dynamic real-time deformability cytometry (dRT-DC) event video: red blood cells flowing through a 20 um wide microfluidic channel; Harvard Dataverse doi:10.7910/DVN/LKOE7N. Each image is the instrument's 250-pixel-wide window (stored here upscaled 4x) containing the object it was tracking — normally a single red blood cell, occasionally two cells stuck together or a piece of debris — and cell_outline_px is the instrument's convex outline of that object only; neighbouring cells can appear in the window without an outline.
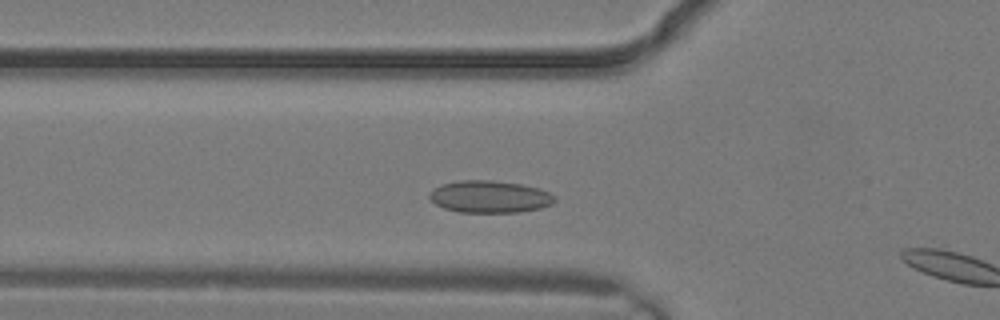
{"species": "common noctule bat (a hibernating species)", "species_latin": "Nyctalus noctula", "temperature_condition": "warm", "stored_images_in_passage": 5, "camera_frame_rate_fps": 3000, "um_per_image_px": 0.085, "animal": {"sex": "male", "body_mass_g": 19.2, "forearm_length_mm": 51.8}, "frame": {"image": 1, "passage_image": 4, "time_ms": 1.0, "image_size_px": [1000, 320], "cell_outline_px": [[556, 200], [552, 204], [540, 208], [520, 212], [460, 212], [444, 208], [436, 204], [428, 196], [436, 188], [444, 184], [460, 180], [492, 180], [520, 184], [540, 188], [556, 196]], "centroid_in_image_um": [41.68, 16.72], "position_along_channel_um": 84.1, "area_um2": 23.29}}